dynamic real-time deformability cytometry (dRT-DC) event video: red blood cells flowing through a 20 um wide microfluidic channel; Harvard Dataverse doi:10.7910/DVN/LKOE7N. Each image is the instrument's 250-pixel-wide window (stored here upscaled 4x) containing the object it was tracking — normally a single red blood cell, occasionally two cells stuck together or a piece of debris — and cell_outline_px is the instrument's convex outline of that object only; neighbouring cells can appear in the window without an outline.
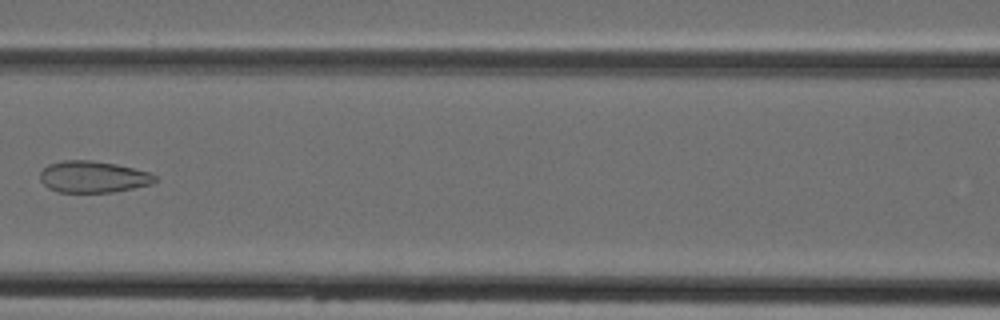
{"species": "Egyptian fruit bat (a non-hibernating species)", "species_latin": "Rousettus aegyptiacus", "temperature_condition": "cold", "stored_images_in_passage": 4, "camera_frame_rate_fps": 3000, "um_per_image_px": 0.085, "animal": {"sex": "female"}, "frame": {"image": 1, "passage_image": 4, "time_ms": 3.333, "image_size_px": [1000, 320], "cell_outline_px": [[156, 180], [152, 184], [112, 192], [56, 192], [48, 188], [40, 180], [40, 172], [48, 164], [64, 160], [92, 160], [116, 164], [148, 172], [156, 176]], "centroid_in_image_um": [7.88, 15.03], "position_along_channel_um": 158.7, "area_um2": 21.1}}